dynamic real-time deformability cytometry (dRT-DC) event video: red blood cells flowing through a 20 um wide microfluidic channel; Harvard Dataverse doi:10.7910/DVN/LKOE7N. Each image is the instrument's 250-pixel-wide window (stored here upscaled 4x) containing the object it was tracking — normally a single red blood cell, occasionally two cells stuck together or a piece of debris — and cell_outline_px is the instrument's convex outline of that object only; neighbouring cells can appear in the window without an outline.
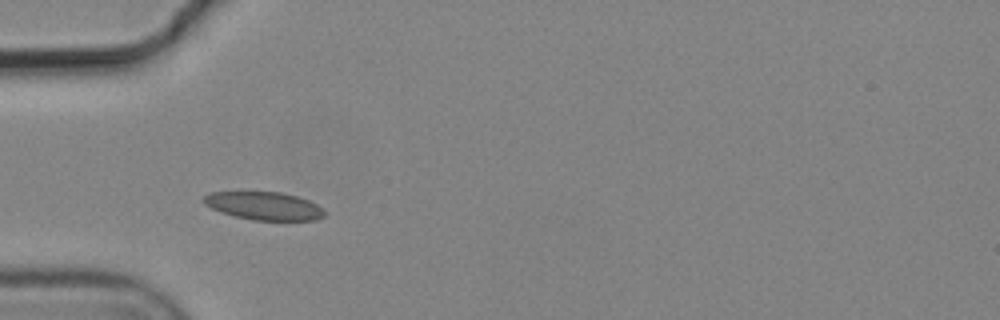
{"species": "common noctule bat (a hibernating species)", "species_latin": "Nyctalus noctula", "temperature_condition": "cold", "stored_images_in_passage": 9, "camera_frame_rate_fps": 3000, "um_per_image_px": 0.085, "animal": {"sex": "male", "body_mass_g": 19.2, "forearm_length_mm": 51.8}, "frame": {"image": 1, "passage_image": 4, "time_ms": 1.0, "image_size_px": [1000, 320], "cell_outline_px": [[324, 216], [316, 220], [252, 220], [220, 212], [204, 204], [204, 196], [208, 192], [280, 192], [296, 196], [308, 200], [316, 204], [324, 212]], "centroid_in_image_um": [22.42, 17.5], "position_along_channel_um": 62.6, "area_um2": 19.54}}
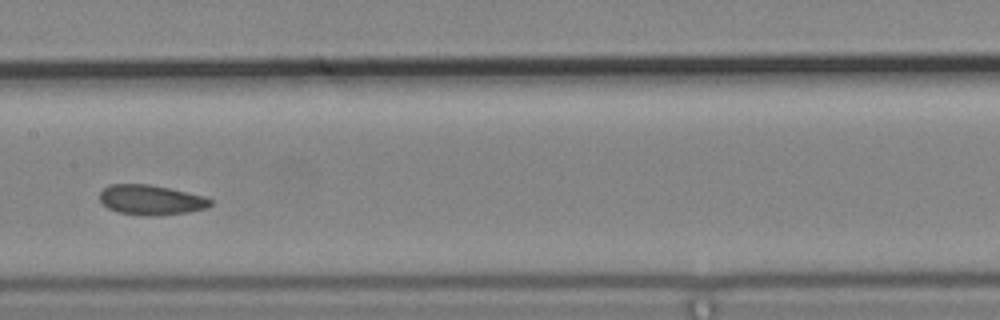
{"frame": {"image": 2, "passage_image": 7, "time_ms": 2.0, "image_size_px": [1000, 320], "cell_outline_px": [[212, 204], [208, 208], [188, 212], [152, 216], [148, 216], [116, 212], [108, 208], [100, 200], [100, 192], [108, 184], [148, 184], [168, 188], [204, 196], [212, 200]], "centroid_in_image_um": [12.83, 16.99], "position_along_channel_um": 194.6, "area_um2": 19.31}}
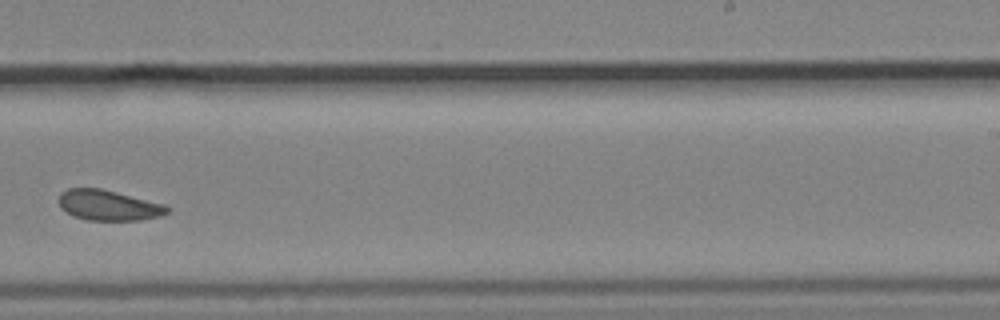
{"frame": {"image": 3, "passage_image": 9, "time_ms": 2.667, "image_size_px": [1000, 320], "cell_outline_px": [[168, 212], [160, 216], [140, 220], [88, 220], [72, 216], [60, 208], [60, 192], [68, 188], [100, 188], [164, 204], [168, 208]], "centroid_in_image_um": [9.18, 17.45], "position_along_channel_um": 279.8, "area_um2": 19.07}}